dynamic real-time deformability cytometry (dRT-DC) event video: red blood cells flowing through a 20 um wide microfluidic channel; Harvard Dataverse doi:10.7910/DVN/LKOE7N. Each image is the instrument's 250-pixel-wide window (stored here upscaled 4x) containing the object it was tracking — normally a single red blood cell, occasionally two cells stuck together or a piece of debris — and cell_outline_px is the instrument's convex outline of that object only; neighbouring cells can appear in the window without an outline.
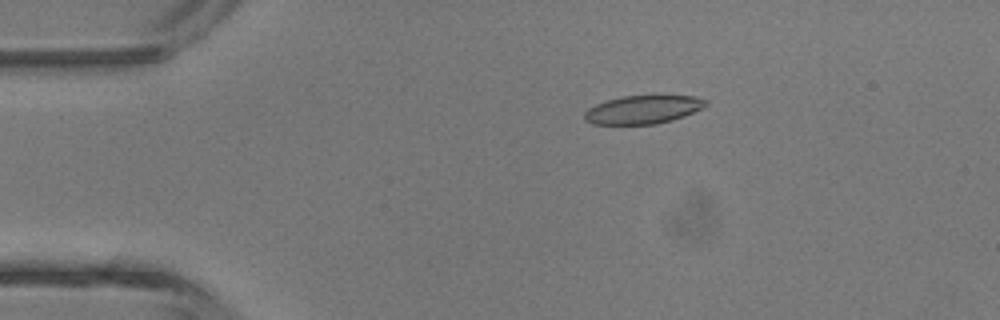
{"species": "common noctule bat (a hibernating species)", "species_latin": "Nyctalus noctula", "temperature_condition": "room temperature", "stored_images_in_passage": 3, "camera_frame_rate_fps": 3000, "um_per_image_px": 0.085, "animal": {"sex": "male", "body_mass_g": 13.3}, "frame": {"image": 1, "passage_image": 2, "time_ms": 2.0, "image_size_px": [1000, 320], "cell_outline_px": [[708, 104], [684, 116], [672, 120], [656, 124], [592, 124], [584, 120], [584, 112], [588, 108], [596, 104], [608, 100], [624, 96], [696, 96], [708, 100]], "centroid_in_image_um": [54.64, 9.32], "position_along_channel_um": 30.4, "area_um2": 19.88}}